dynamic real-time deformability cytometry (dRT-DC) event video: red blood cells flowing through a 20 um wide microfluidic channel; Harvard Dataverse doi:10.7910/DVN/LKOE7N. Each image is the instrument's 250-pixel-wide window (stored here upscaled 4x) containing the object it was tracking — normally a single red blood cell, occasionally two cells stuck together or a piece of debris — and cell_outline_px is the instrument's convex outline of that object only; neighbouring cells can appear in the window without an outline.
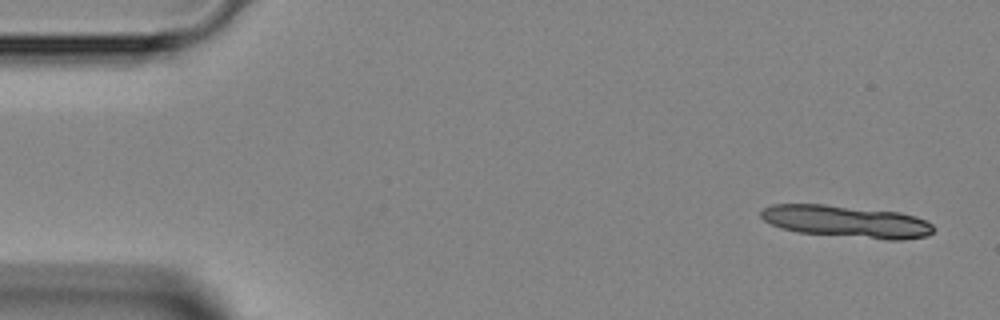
{"species": "Egyptian fruit bat (a non-hibernating species)", "species_latin": "Rousettus aegyptiacus", "temperature_condition": "room temperature", "stored_images_in_passage": 9, "camera_frame_rate_fps": 3000, "um_per_image_px": 0.085, "animal": {"sex": "female"}, "frame": {"image": 1, "passage_image": 1, "time_ms": 0.0, "image_size_px": [1000, 320], "cell_outline_px": [[936, 228], [928, 236], [900, 240], [888, 240], [796, 232], [780, 228], [764, 220], [760, 216], [760, 212], [764, 208], [772, 204], [824, 204], [900, 212], [916, 216], [932, 224]], "centroid_in_image_um": [71.96, 18.83], "position_along_channel_um": 13.0, "area_um2": 32.48}}